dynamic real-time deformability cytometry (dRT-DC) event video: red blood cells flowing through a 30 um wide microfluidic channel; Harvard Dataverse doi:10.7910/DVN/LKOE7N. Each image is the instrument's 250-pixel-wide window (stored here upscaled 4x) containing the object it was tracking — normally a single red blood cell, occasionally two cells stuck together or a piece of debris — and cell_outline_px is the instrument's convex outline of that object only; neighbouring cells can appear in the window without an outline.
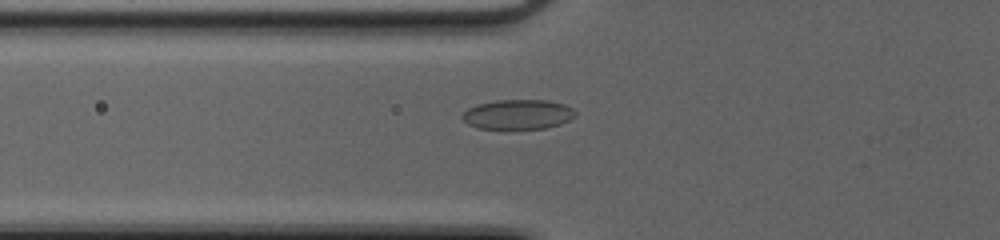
{"species": "common noctule bat (a hibernating species)", "species_latin": "Nyctalus noctula", "temperature_condition": "cold", "stored_images_in_passage": 53, "camera_frame_rate_fps": 3000, "um_per_image_px": 0.085, "animal": {"sex": "female", "body_mass_g": 20.0, "forearm_length_mm": 54.0}, "frame": {"image": 1, "passage_image": 22, "time_ms": 7.0, "image_size_px": [1000, 240], "cell_outline_px": [[576, 116], [560, 124], [544, 128], [476, 128], [468, 124], [460, 116], [468, 108], [476, 104], [496, 100], [548, 100], [564, 104], [572, 108], [576, 112]], "centroid_in_image_um": [44.01, 9.71], "position_along_channel_um": 81.8, "area_um2": 19.54}}
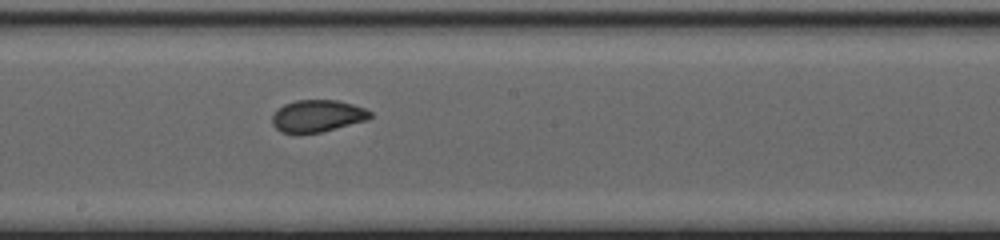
{"frame": {"image": 2, "passage_image": 32, "time_ms": 10.333, "image_size_px": [1000, 240], "cell_outline_px": [[372, 116], [368, 120], [320, 132], [280, 132], [272, 124], [272, 116], [284, 104], [296, 100], [336, 100], [352, 104], [364, 108], [372, 112]], "centroid_in_image_um": [27.01, 9.84], "position_along_channel_um": 221.2, "area_um2": 18.03}}
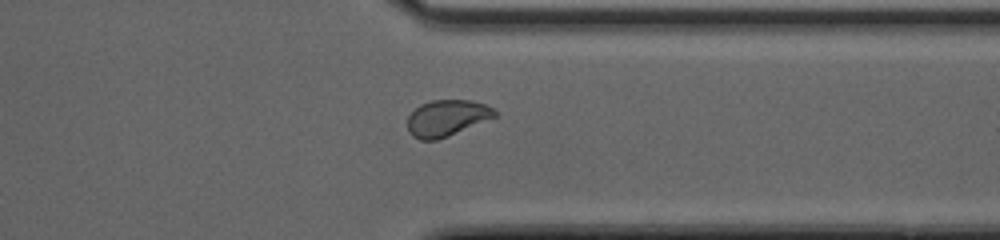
{"frame": {"image": 3, "passage_image": 43, "time_ms": 14.0, "image_size_px": [1000, 240], "cell_outline_px": [[496, 116], [448, 136], [436, 140], [420, 140], [412, 136], [408, 132], [408, 116], [420, 104], [432, 100], [472, 100], [484, 104], [492, 108], [496, 112]], "centroid_in_image_um": [37.94, 10.03], "position_along_channel_um": 373.5, "area_um2": 18.26}, "authors_computed_cell_mechanics": {"area_um2": 19.2474, "velocity_mm_per_s": 4.1682, "shape_relaxation_time_tau1_ms": 7.6348, "shape_relaxation_time_tau2_ms": null, "deformation_change_tau1": 0.1685, "deformation_change_tau2": null}}